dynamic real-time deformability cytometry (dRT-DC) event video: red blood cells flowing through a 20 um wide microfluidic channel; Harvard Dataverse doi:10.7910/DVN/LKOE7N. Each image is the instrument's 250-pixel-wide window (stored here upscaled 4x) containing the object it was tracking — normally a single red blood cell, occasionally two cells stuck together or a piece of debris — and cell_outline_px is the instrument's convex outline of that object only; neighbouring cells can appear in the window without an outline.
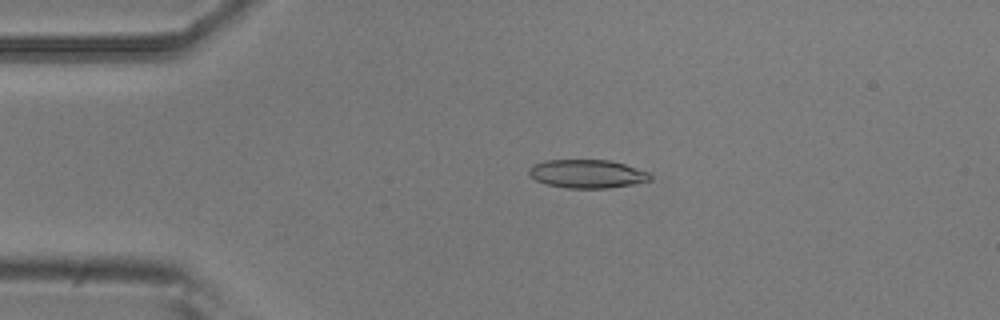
{"species": "common noctule bat (a hibernating species)", "species_latin": "Nyctalus noctula", "temperature_condition": "room temperature", "stored_images_in_passage": 8, "camera_frame_rate_fps": 3000, "um_per_image_px": 0.085, "animal": {"sex": "male", "body_mass_g": 20.5, "forearm_length_mm": 52.5}, "frame": {"image": 1, "passage_image": 4, "time_ms": 3.667, "image_size_px": [1000, 320], "cell_outline_px": [[652, 180], [636, 184], [612, 188], [568, 188], [544, 184], [528, 176], [528, 168], [532, 164], [548, 160], [608, 160], [624, 164], [648, 172], [652, 176]], "centroid_in_image_um": [49.89, 14.78], "position_along_channel_um": 35.1, "area_um2": 20.35}}
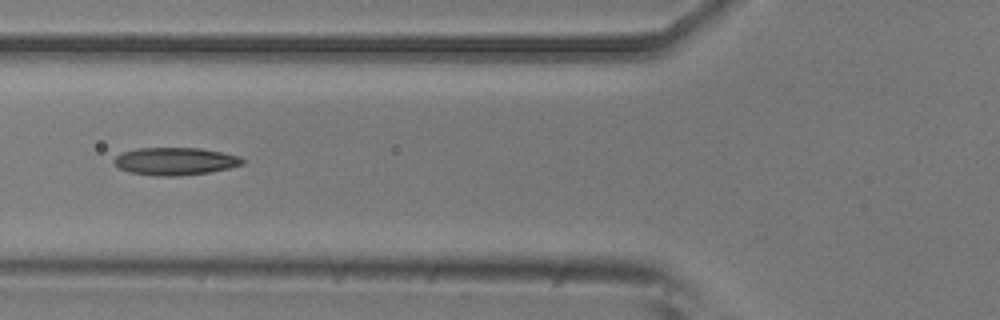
{"frame": {"image": 2, "passage_image": 6, "time_ms": 6.667, "image_size_px": [1000, 320], "cell_outline_px": [[244, 164], [228, 168], [208, 172], [180, 176], [156, 176], [128, 172], [120, 168], [112, 160], [116, 156], [124, 152], [136, 148], [200, 148], [240, 156], [244, 160]], "centroid_in_image_um": [14.88, 13.71], "position_along_channel_um": 110.9, "area_um2": 20.58}}
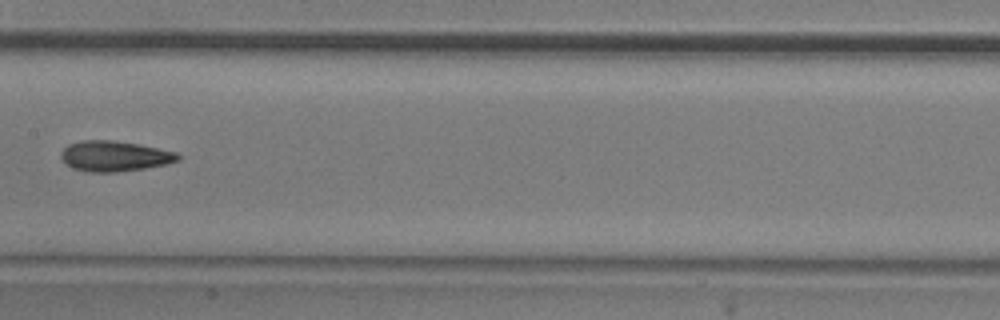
{"frame": {"image": 3, "passage_image": 8, "time_ms": 9.0, "image_size_px": [1000, 320], "cell_outline_px": [[180, 160], [168, 164], [144, 168], [116, 172], [88, 172], [72, 168], [60, 156], [60, 152], [68, 144], [84, 140], [112, 140], [136, 144], [176, 152], [180, 156]], "centroid_in_image_um": [9.73, 13.27], "position_along_channel_um": 197.7, "area_um2": 20.58}}